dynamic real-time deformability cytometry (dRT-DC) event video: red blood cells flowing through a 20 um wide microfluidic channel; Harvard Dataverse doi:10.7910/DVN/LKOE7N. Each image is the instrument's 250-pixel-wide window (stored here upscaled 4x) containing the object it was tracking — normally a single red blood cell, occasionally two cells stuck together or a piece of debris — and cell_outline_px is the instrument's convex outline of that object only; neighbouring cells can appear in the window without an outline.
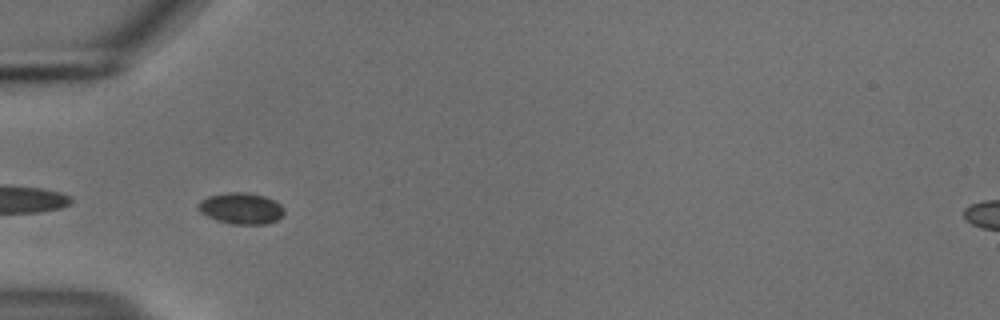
{"species": "common noctule bat (a hibernating species)", "species_latin": "Nyctalus noctula", "temperature_condition": "cold", "stored_images_in_passage": 5, "camera_frame_rate_fps": 3000, "um_per_image_px": 0.085, "animal": {"sex": "male", "body_mass_g": 18.8}, "frame": {"image": 1, "passage_image": 2, "time_ms": 0.333, "image_size_px": [1000, 320], "cell_outline_px": [[284, 212], [276, 220], [264, 224], [232, 224], [216, 220], [200, 212], [196, 208], [196, 204], [200, 200], [208, 196], [228, 192], [244, 192], [264, 196], [276, 200], [284, 208]], "centroid_in_image_um": [20.46, 17.7], "position_along_channel_um": 64.5, "area_um2": 15.72}}